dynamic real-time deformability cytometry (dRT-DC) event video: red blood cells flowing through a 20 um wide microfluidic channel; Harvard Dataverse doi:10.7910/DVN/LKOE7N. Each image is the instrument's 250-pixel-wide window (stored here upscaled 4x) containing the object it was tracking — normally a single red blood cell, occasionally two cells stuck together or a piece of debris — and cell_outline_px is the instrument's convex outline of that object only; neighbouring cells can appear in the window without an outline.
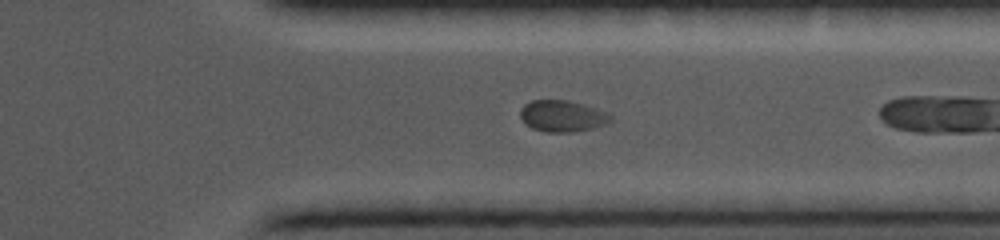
{"species": "common noctule bat (a hibernating species)", "species_latin": "Nyctalus noctula", "temperature_condition": "cold", "stored_images_in_passage": 39, "camera_frame_rate_fps": 5000, "um_per_image_px": 0.085, "animal": {"sex": "female", "body_mass_g": 19.0, "forearm_length_mm": 56.7}, "frame": {"image": 1, "passage_image": 34, "time_ms": 7.4, "image_size_px": [1000, 240], "cell_outline_px": [[612, 120], [604, 124], [592, 128], [572, 132], [544, 132], [532, 128], [520, 116], [520, 108], [524, 104], [532, 100], [568, 100], [584, 104], [608, 112], [612, 116]], "centroid_in_image_um": [47.81, 9.85], "position_along_channel_um": 363.6, "area_um2": 16.53}}